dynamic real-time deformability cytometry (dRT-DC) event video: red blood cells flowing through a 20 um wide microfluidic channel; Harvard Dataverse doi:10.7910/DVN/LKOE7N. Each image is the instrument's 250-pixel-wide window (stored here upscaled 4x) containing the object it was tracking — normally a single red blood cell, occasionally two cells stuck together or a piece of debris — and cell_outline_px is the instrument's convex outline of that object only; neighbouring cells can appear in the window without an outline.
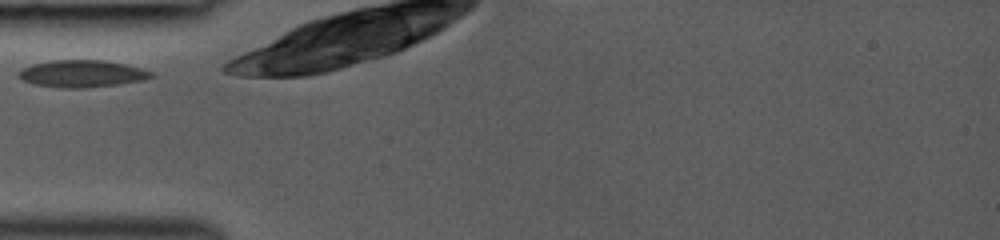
{"species": "common noctule bat (a hibernating species)", "species_latin": "Nyctalus noctula", "temperature_condition": "room temperature", "stored_images_in_passage": 24, "camera_frame_rate_fps": 3000, "um_per_image_px": 0.085, "animal": {"sex": "female", "body_mass_g": 19.0, "forearm_length_mm": 53.3}, "frame": {"image": 1, "passage_image": 1, "time_ms": 0.0, "image_size_px": [1000, 240], "cell_outline_px": [[152, 76], [140, 80], [120, 84], [84, 88], [60, 88], [32, 84], [24, 80], [20, 76], [20, 72], [24, 68], [32, 64], [52, 60], [104, 60], [124, 64], [140, 68], [152, 72]], "centroid_in_image_um": [6.95, 6.26], "position_along_channel_um": 78.1, "area_um2": 20.63}}
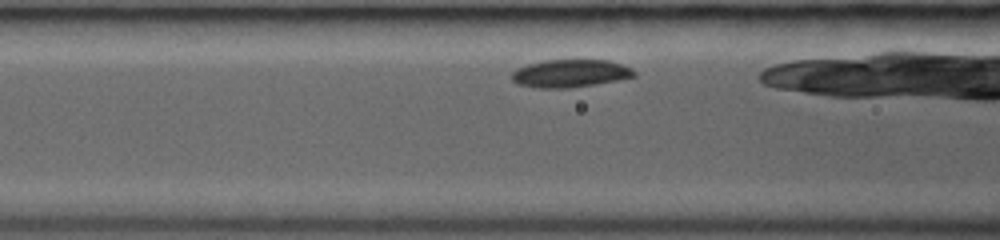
{"frame": {"image": 2, "passage_image": 9, "time_ms": 1.0, "image_size_px": [1000, 240], "cell_outline_px": [[636, 76], [620, 80], [596, 84], [568, 88], [536, 88], [516, 84], [512, 80], [512, 72], [516, 68], [528, 64], [544, 60], [608, 60], [632, 68], [636, 72]], "centroid_in_image_um": [48.46, 6.24], "position_along_channel_um": 118.1, "area_um2": 20.0}}
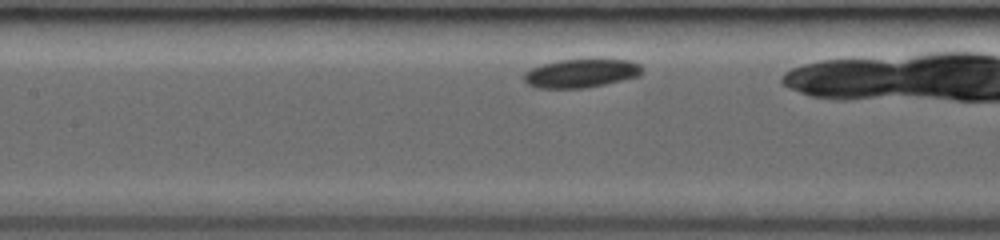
{"frame": {"image": 3, "passage_image": 17, "time_ms": 2.0, "image_size_px": [1000, 240], "cell_outline_px": [[644, 72], [640, 76], [604, 84], [584, 88], [536, 88], [528, 84], [524, 80], [524, 72], [532, 68], [544, 64], [560, 60], [632, 60], [640, 64], [644, 68]], "centroid_in_image_um": [49.43, 6.23], "position_along_channel_um": 158.0, "area_um2": 19.59}}